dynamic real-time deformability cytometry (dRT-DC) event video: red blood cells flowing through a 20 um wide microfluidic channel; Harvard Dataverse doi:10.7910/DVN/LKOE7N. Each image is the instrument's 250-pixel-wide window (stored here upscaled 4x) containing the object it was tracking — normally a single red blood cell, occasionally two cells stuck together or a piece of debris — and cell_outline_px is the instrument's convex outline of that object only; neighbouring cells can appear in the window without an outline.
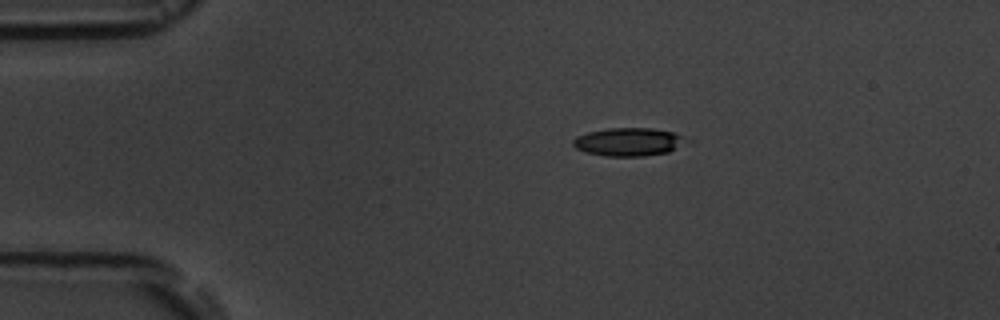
{"species": "common noctule bat (a hibernating species)", "species_latin": "Nyctalus noctula", "temperature_condition": "room temperature", "stored_images_in_passage": 9, "camera_frame_rate_fps": 3000, "um_per_image_px": 0.085, "animal": {"sex": "male", "body_mass_g": 19.5, "forearm_length_mm": 54.6}, "frame": {"image": 1, "passage_image": 1, "time_ms": 0.0, "image_size_px": [1000, 320], "cell_outline_px": [[680, 140], [668, 152], [644, 156], [604, 156], [584, 152], [576, 148], [572, 144], [572, 140], [576, 136], [588, 132], [608, 128], [652, 128], [672, 132], [680, 136]], "centroid_in_image_um": [53.24, 12.06], "position_along_channel_um": 31.8, "area_um2": 17.98}}
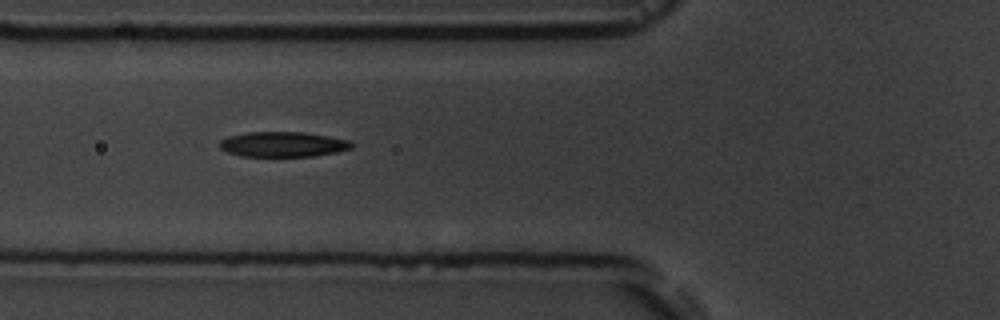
{"frame": {"image": 2, "passage_image": 4, "time_ms": 3.333, "image_size_px": [1000, 320], "cell_outline_px": [[356, 144], [352, 148], [336, 152], [312, 156], [240, 156], [228, 152], [220, 148], [220, 140], [228, 136], [248, 132], [304, 132], [328, 136], [348, 140]], "centroid_in_image_um": [24.06, 12.26], "position_along_channel_um": 101.7, "area_um2": 19.31}}
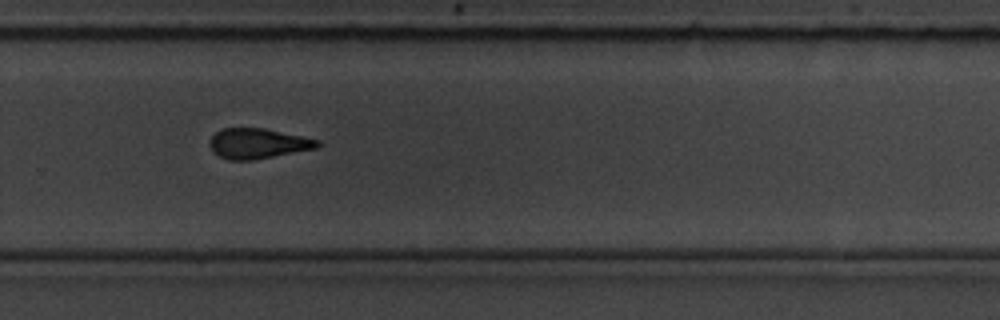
{"frame": {"image": 3, "passage_image": 9, "time_ms": 9.0, "image_size_px": [1000, 320], "cell_outline_px": [[324, 144], [316, 148], [256, 160], [228, 160], [220, 156], [208, 144], [212, 136], [216, 132], [224, 128], [264, 128], [320, 140]], "centroid_in_image_um": [21.96, 12.2], "position_along_channel_um": 307.8, "area_um2": 18.96}}